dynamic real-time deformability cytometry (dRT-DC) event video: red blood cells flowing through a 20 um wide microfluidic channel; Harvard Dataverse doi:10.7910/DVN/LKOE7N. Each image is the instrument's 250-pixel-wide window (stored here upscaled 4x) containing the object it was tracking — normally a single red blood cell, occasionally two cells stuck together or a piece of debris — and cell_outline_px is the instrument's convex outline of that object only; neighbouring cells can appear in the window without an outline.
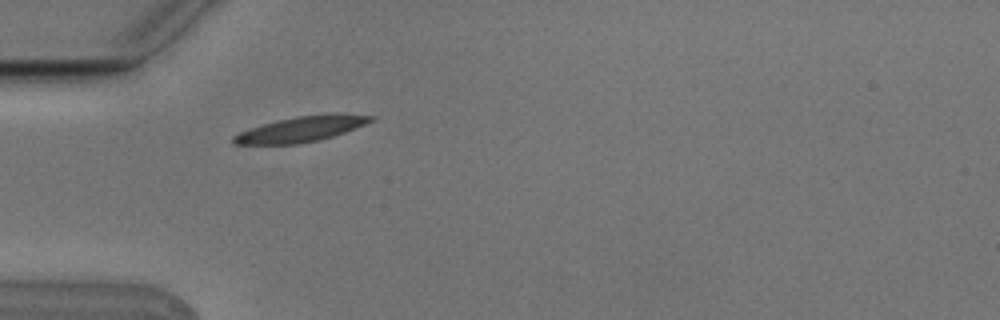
{"species": "Egyptian fruit bat (a non-hibernating species)", "species_latin": "Rousettus aegyptiacus", "temperature_condition": "cold", "stored_images_in_passage": 1, "camera_frame_rate_fps": 3000, "um_per_image_px": 0.085, "animal": {"sex": "male"}, "frame": {"image": 1, "passage_image": 1, "time_ms": 0.0, "image_size_px": [1000, 320], "cell_outline_px": [[376, 120], [344, 132], [332, 136], [316, 140], [296, 144], [236, 144], [232, 140], [232, 136], [240, 132], [264, 124], [296, 116], [328, 112], [340, 112], [376, 116]], "centroid_in_image_um": [25.71, 10.93], "position_along_channel_um": 59.3, "area_um2": 20.35}}